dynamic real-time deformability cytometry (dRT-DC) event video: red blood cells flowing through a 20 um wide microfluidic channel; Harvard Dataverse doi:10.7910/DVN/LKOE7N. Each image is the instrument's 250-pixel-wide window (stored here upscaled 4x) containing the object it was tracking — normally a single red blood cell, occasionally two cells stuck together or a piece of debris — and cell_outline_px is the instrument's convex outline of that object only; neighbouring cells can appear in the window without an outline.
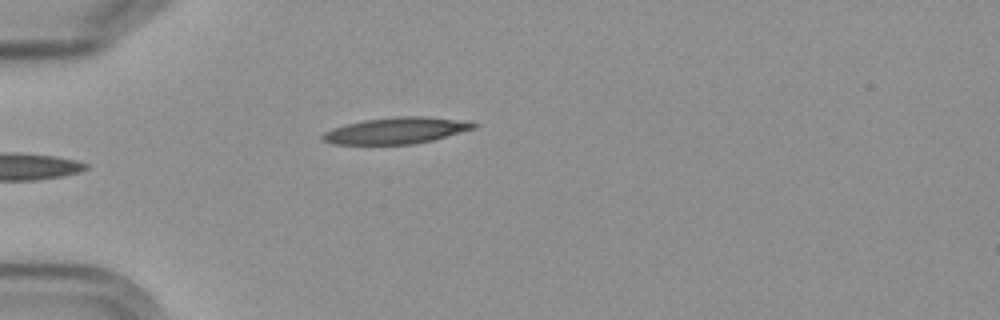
{"species": "Egyptian fruit bat (a non-hibernating species)", "species_latin": "Rousettus aegyptiacus", "temperature_condition": "cold", "stored_images_in_passage": 6, "camera_frame_rate_fps": 3000, "um_per_image_px": 0.085, "frame": {"image": 1, "passage_image": 6, "time_ms": 6.667, "image_size_px": [1000, 320], "cell_outline_px": [[480, 124], [476, 128], [432, 140], [412, 144], [332, 144], [320, 140], [320, 136], [324, 132], [332, 128], [364, 120], [396, 116], [424, 116], [468, 120]], "centroid_in_image_um": [33.7, 11.09], "position_along_channel_um": 51.3, "area_um2": 23.41}}